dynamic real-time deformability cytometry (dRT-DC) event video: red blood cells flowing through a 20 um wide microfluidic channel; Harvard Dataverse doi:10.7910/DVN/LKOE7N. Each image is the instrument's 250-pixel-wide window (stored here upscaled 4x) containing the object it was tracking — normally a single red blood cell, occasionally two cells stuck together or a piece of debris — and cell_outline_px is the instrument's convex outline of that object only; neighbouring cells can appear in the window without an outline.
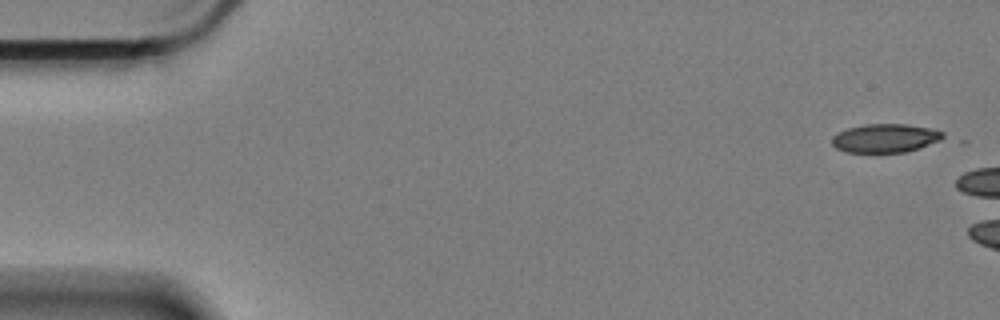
{"species": "Egyptian fruit bat (a non-hibernating species)", "species_latin": "Rousettus aegyptiacus", "temperature_condition": "cold", "stored_images_in_passage": 5, "camera_frame_rate_fps": 3000, "um_per_image_px": 0.085, "animal": {"sex": "female"}, "frame": {"image": 1, "passage_image": 1, "time_ms": 0.0, "image_size_px": [1000, 320], "cell_outline_px": [[944, 136], [940, 140], [920, 148], [908, 152], [844, 152], [836, 148], [832, 144], [832, 136], [848, 128], [864, 124], [908, 124], [932, 128], [944, 132]], "centroid_in_image_um": [75.26, 11.74], "position_along_channel_um": 9.7, "area_um2": 18.61}}